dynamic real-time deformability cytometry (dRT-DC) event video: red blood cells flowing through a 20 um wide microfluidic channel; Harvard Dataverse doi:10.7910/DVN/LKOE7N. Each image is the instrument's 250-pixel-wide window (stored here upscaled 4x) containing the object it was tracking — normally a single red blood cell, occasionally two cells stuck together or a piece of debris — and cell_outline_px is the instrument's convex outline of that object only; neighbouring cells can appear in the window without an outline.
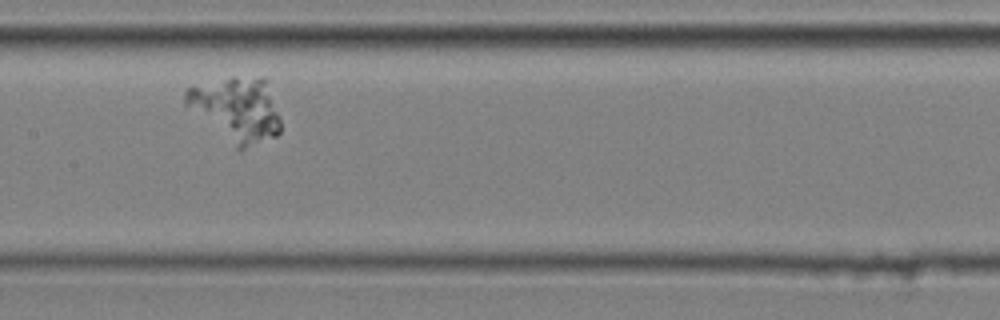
{"species": "common noctule bat (a hibernating species)", "species_latin": "Nyctalus noctula", "temperature_condition": "cold", "stored_images_in_passage": 33, "camera_frame_rate_fps": 3000, "um_per_image_px": 0.085, "animal": {"sex": "male", "body_mass_g": 20.4}, "frame": {"image": 1, "passage_image": 14, "time_ms": 4.333, "image_size_px": [1000, 320], "cell_outline_px": [[280, 132], [276, 136], [240, 152], [184, 104], [184, 92], [188, 88], [232, 76], [236, 76], [268, 80], [280, 116]], "centroid_in_image_um": [20.13, 9.32], "position_along_channel_um": 187.3, "area_um2": 35.72}}
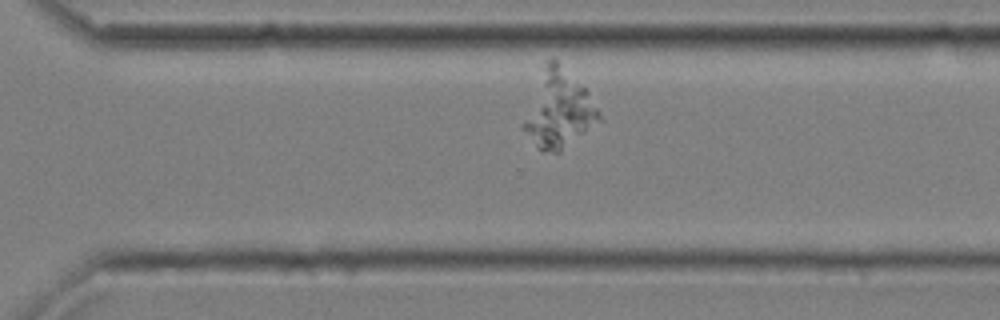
{"frame": {"image": 2, "passage_image": 26, "time_ms": 8.333, "image_size_px": [1000, 320], "cell_outline_px": [[604, 120], [560, 152], [544, 152], [536, 148], [520, 124], [544, 64], [552, 56], [588, 92], [600, 112]], "centroid_in_image_um": [47.49, 9.36], "position_along_channel_um": 323.1, "area_um2": 33.99}}
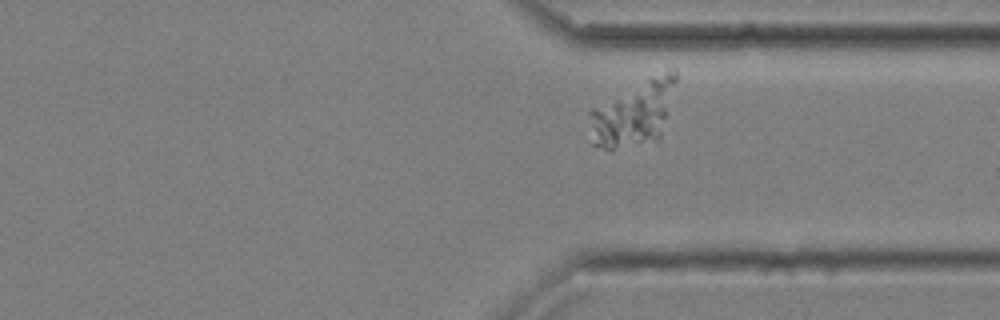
{"frame": {"image": 3, "passage_image": 29, "time_ms": 9.333, "image_size_px": [1000, 320], "cell_outline_px": [[676, 80], [660, 136], [608, 152], [592, 144], [588, 112], [592, 108], [648, 80], [676, 68]], "centroid_in_image_um": [53.78, 9.7], "position_along_channel_um": 357.6, "area_um2": 31.21}}